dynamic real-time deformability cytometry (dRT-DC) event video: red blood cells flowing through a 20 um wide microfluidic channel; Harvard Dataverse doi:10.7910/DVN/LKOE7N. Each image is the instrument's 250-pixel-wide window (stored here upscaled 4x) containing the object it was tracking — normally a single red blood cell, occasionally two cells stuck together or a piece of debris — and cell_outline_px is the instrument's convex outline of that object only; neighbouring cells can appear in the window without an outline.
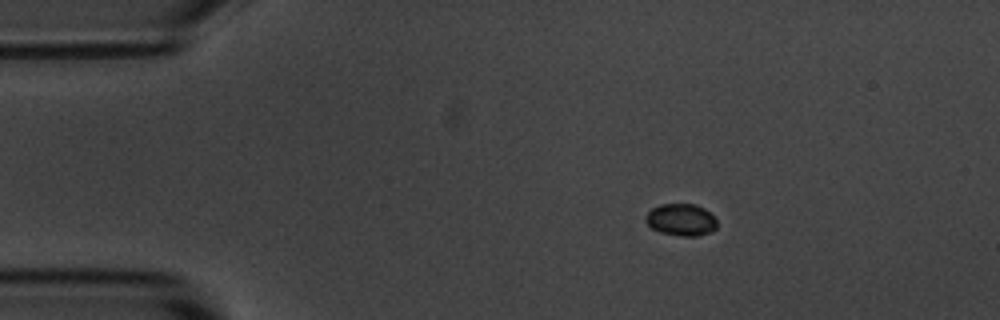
{"species": "common noctule bat (a hibernating species)", "species_latin": "Nyctalus noctula", "temperature_condition": "room temperature", "stored_images_in_passage": 4, "camera_frame_rate_fps": 3000, "um_per_image_px": 0.085, "animal": {"sex": "male", "body_mass_g": 20.1, "forearm_length_mm": 53.5}, "frame": {"image": 1, "passage_image": 2, "time_ms": 2.0, "image_size_px": [1000, 320], "cell_outline_px": [[716, 228], [708, 232], [696, 236], [684, 236], [660, 232], [652, 228], [644, 220], [644, 216], [652, 208], [660, 204], [696, 204], [704, 208], [716, 220]], "centroid_in_image_um": [57.85, 18.66], "position_along_channel_um": 27.1, "area_um2": 13.18}}
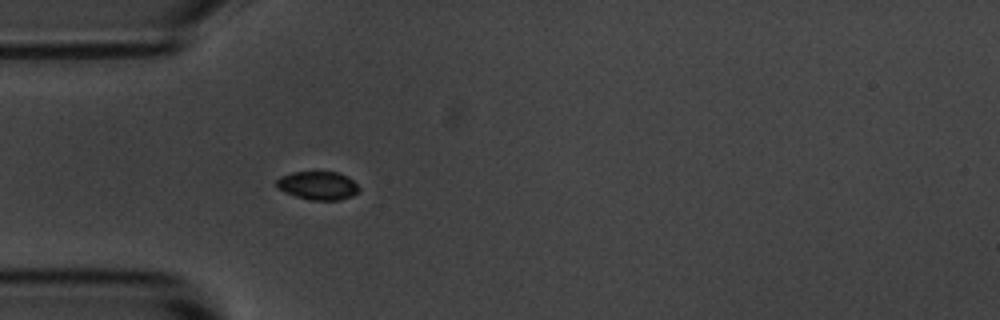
{"frame": {"image": 2, "passage_image": 4, "time_ms": 4.333, "image_size_px": [1000, 320], "cell_outline_px": [[360, 192], [352, 196], [340, 200], [308, 200], [284, 192], [276, 184], [276, 180], [280, 176], [292, 172], [340, 172], [348, 176], [360, 188]], "centroid_in_image_um": [27.05, 15.77], "position_along_channel_um": 57.9, "area_um2": 13.76}}